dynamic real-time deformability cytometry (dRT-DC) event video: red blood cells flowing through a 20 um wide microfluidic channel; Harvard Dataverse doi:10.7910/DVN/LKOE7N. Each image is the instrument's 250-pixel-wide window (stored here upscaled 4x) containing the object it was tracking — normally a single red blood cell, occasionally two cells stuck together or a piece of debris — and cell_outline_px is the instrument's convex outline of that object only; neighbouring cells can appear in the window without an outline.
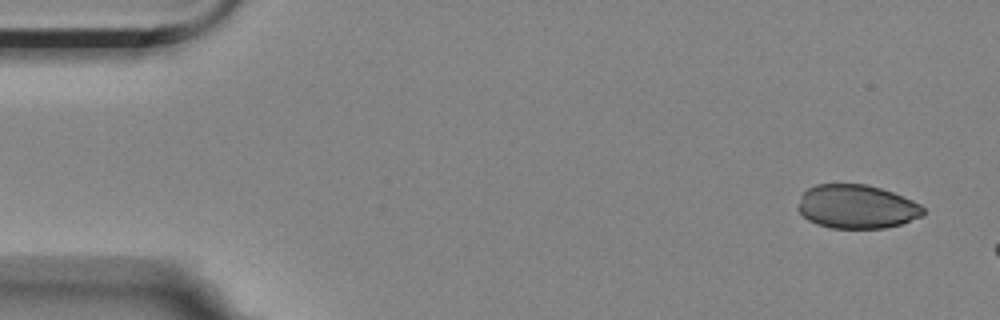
{"species": "Egyptian fruit bat (a non-hibernating species)", "species_latin": "Rousettus aegyptiacus", "temperature_condition": "room temperature", "stored_images_in_passage": 3, "camera_frame_rate_fps": 3000, "um_per_image_px": 0.085, "animal": {"sex": "female"}, "frame": {"image": 1, "passage_image": 1, "time_ms": 0.0, "image_size_px": [1000, 320], "cell_outline_px": [[924, 216], [900, 224], [884, 228], [832, 228], [816, 224], [808, 220], [796, 208], [800, 196], [808, 188], [816, 184], [868, 184], [904, 196], [920, 204], [924, 208]], "centroid_in_image_um": [72.81, 17.56], "position_along_channel_um": 12.2, "area_um2": 32.14}}